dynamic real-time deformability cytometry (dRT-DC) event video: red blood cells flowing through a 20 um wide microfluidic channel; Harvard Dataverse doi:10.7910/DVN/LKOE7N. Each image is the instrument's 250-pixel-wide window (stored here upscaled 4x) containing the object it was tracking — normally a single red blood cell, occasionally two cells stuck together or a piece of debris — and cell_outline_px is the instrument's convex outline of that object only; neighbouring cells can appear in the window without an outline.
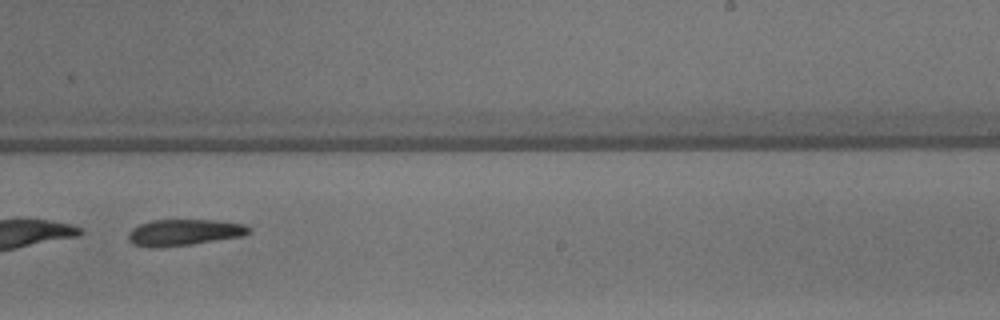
{"species": "common noctule bat (a hibernating species)", "species_latin": "Nyctalus noctula", "temperature_condition": "warm", "stored_images_in_passage": 49, "segment_of_instrument_passage": [2, 2], "camera_frame_rate_fps": 3000, "um_per_image_px": 0.085, "animal": {"sex": "male", "body_mass_g": 13.3}, "frame": {"image": 1, "passage_image": 32, "time_ms": 10.333, "image_size_px": [1000, 320], "cell_outline_px": [[252, 232], [244, 236], [192, 244], [160, 248], [144, 248], [132, 244], [128, 240], [128, 236], [132, 228], [140, 224], [152, 220], [216, 220], [244, 224], [252, 228]], "centroid_in_image_um": [15.65, 19.77], "position_along_channel_um": 273.4, "area_um2": 18.84}}
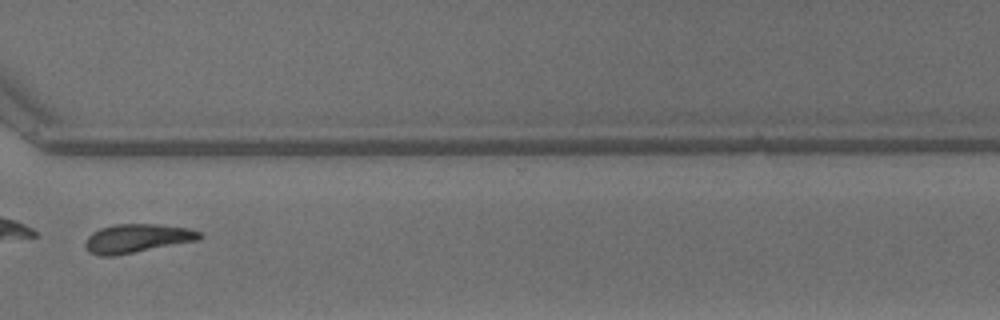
{"frame": {"image": 2, "passage_image": 38, "time_ms": 12.333, "image_size_px": [1000, 320], "cell_outline_px": [[204, 236], [200, 240], [116, 256], [100, 256], [88, 252], [84, 248], [84, 240], [92, 232], [100, 228], [116, 224], [160, 224], [188, 228], [200, 232]], "centroid_in_image_um": [11.63, 20.27], "position_along_channel_um": 359.0, "area_um2": 19.54}}